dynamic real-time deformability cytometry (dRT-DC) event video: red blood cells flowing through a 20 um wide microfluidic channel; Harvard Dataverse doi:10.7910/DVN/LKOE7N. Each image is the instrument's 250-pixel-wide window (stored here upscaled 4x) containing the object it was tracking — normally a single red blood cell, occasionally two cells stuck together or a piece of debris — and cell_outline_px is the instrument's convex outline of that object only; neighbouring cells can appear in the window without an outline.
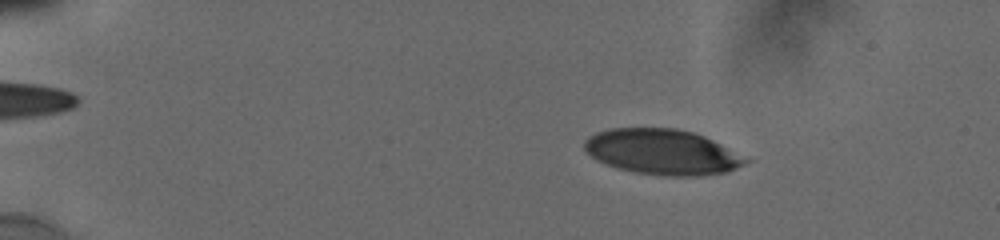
{"species": "human", "species_latin": "Homo sapiens", "temperature_condition": "cold", "stored_images_in_passage": 55, "camera_frame_rate_fps": 3000, "um_per_image_px": 0.085, "donor": {"sex": "male"}, "frame": {"image": 1, "passage_image": 10, "time_ms": 3.0, "image_size_px": [1000, 240], "cell_outline_px": [[752, 160], [728, 172], [704, 176], [664, 176], [632, 172], [616, 168], [596, 160], [584, 148], [584, 140], [588, 136], [596, 132], [608, 128], [676, 128], [692, 132], [704, 136]], "centroid_in_image_um": [56.28, 12.92], "position_along_channel_um": 28.7, "area_um2": 42.89}}
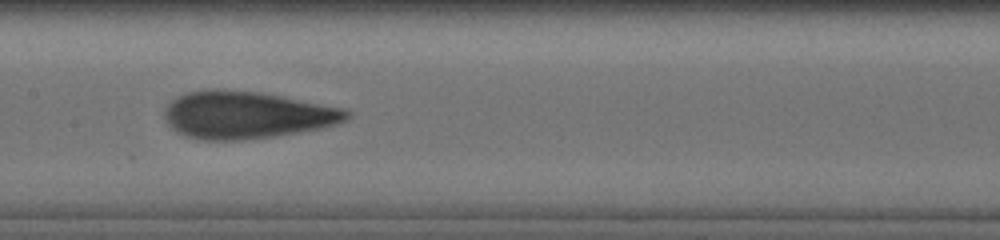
{"frame": {"image": 2, "passage_image": 30, "time_ms": 9.667, "image_size_px": [1000, 240], "cell_outline_px": [[352, 116], [348, 120], [336, 124], [320, 128], [272, 136], [244, 140], [200, 140], [184, 136], [176, 132], [168, 124], [164, 116], [164, 108], [172, 100], [188, 92], [216, 88], [224, 88], [260, 92], [344, 108], [352, 112]], "centroid_in_image_um": [20.95, 9.76], "position_along_channel_um": 186.5, "area_um2": 50.46}}
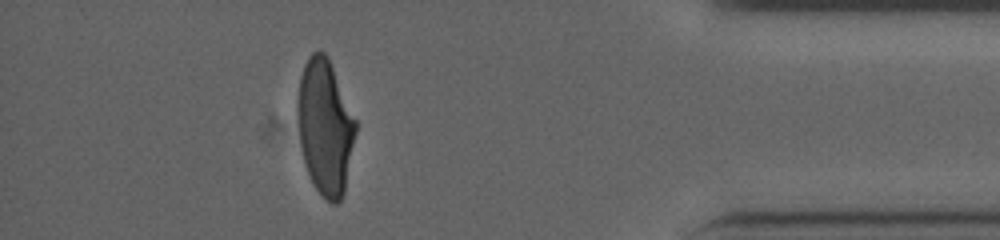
{"frame": {"image": 3, "passage_image": 50, "time_ms": 16.333, "image_size_px": [1000, 240], "cell_outline_px": [[356, 132], [344, 192], [340, 200], [336, 204], [332, 204], [324, 200], [312, 184], [304, 164], [300, 144], [296, 116], [296, 104], [300, 76], [304, 64], [308, 56], [312, 52], [324, 52], [328, 56], [356, 120]], "centroid_in_image_um": [27.6, 10.81], "position_along_channel_um": 407.6, "area_um2": 46.24}, "authors_computed_cell_mechanics": {"area_um2": 46.9336, "velocity_mm_per_s": 3.8395, "shape_relaxation_time_tau1_ms": 4.6305, "shape_relaxation_time_tau2_ms": 0.9123, "deformation_change_tau1": 0.2009, "deformation_change_tau2": 0.0804}}